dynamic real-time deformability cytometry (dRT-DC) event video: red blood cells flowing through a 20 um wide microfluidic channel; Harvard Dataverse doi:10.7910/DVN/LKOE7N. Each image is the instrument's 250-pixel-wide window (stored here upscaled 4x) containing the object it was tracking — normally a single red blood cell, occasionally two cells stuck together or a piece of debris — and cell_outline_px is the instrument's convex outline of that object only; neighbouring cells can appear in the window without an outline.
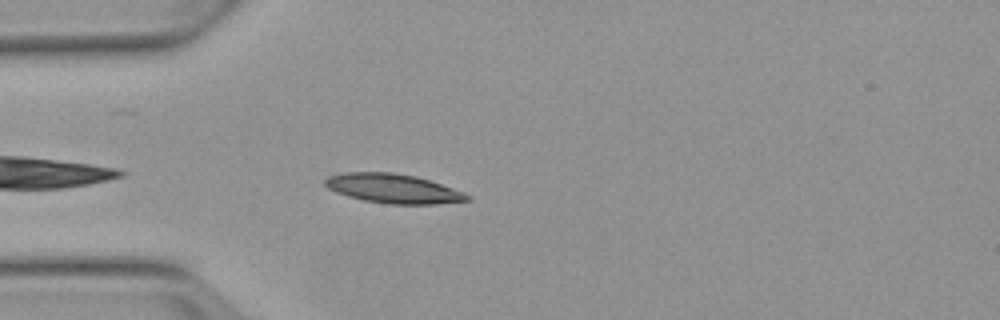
{"species": "Egyptian fruit bat (a non-hibernating species)", "species_latin": "Rousettus aegyptiacus", "temperature_condition": "warm", "stored_images_in_passage": 4, "camera_frame_rate_fps": 3000, "um_per_image_px": 0.085, "animal": {"sex": "female"}, "frame": {"image": 1, "passage_image": 4, "time_ms": 3.667, "image_size_px": [1000, 320], "cell_outline_px": [[472, 200], [436, 204], [388, 204], [364, 200], [348, 196], [336, 192], [328, 188], [324, 184], [324, 180], [328, 176], [340, 172], [392, 172], [416, 176], [464, 192], [472, 196]], "centroid_in_image_um": [33.41, 16.02], "position_along_channel_um": 51.6, "area_um2": 24.33}}